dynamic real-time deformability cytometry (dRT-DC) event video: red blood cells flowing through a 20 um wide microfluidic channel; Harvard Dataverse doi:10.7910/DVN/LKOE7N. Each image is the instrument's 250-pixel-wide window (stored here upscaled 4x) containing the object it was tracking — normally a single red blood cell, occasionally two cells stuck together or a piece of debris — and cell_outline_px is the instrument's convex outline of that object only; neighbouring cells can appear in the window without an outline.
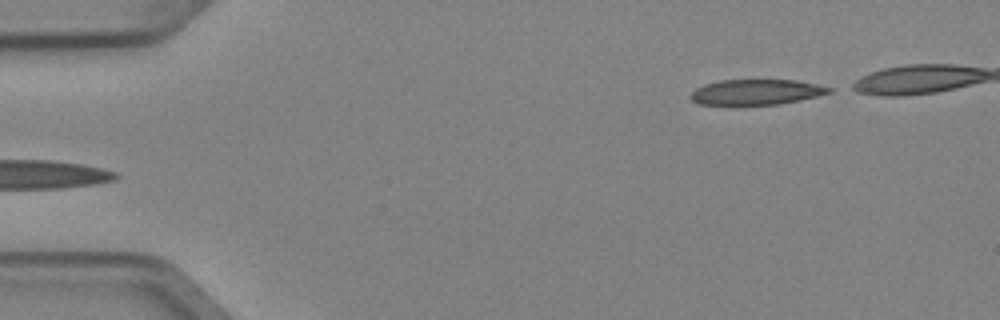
{"species": "Egyptian fruit bat (a non-hibernating species)", "species_latin": "Rousettus aegyptiacus", "temperature_condition": "cold", "stored_images_in_passage": 5, "segment_of_instrument_passage": [2, 2], "camera_frame_rate_fps": 3000, "um_per_image_px": 0.085, "animal": {"sex": "female"}, "frame": {"image": 1, "passage_image": 5, "time_ms": 1.333, "image_size_px": [1000, 320], "cell_outline_px": [[832, 92], [800, 100], [776, 104], [700, 104], [692, 100], [688, 96], [696, 88], [704, 84], [720, 80], [796, 80], [820, 84], [832, 88]], "centroid_in_image_um": [64.3, 7.81], "position_along_channel_um": 20.7, "area_um2": 20.35}}